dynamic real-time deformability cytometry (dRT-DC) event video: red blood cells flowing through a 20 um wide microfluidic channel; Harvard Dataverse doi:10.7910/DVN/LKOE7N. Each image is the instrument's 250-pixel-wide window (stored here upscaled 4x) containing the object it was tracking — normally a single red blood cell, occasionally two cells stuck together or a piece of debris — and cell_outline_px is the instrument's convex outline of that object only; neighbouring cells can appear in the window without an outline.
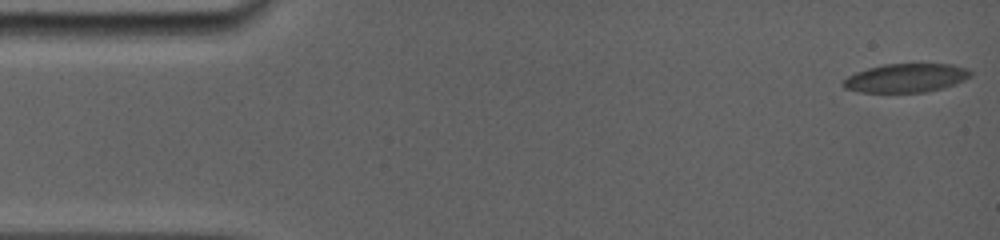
{"species": "common noctule bat (a hibernating species)", "species_latin": "Nyctalus noctula", "temperature_condition": "room temperature", "stored_images_in_passage": 13, "camera_frame_rate_fps": 5000, "um_per_image_px": 0.085, "animal": {"sex": "female", "body_mass_g": 19.0, "forearm_length_mm": 56.7}, "frame": {"image": 1, "passage_image": 1, "time_ms": 0.0, "image_size_px": [1000, 240], "cell_outline_px": [[972, 76], [964, 80], [940, 88], [924, 92], [860, 92], [844, 88], [840, 84], [848, 76], [856, 72], [868, 68], [884, 64], [952, 64], [968, 68], [972, 72]], "centroid_in_image_um": [77.0, 6.62], "position_along_channel_um": 8.0, "area_um2": 21.21}}
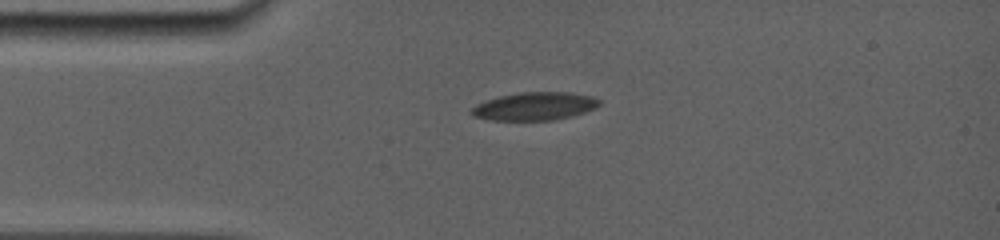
{"frame": {"image": 2, "passage_image": 11, "time_ms": 3.6, "image_size_px": [1000, 240], "cell_outline_px": [[600, 104], [596, 108], [572, 116], [552, 120], [488, 120], [472, 116], [468, 112], [476, 104], [500, 96], [520, 92], [572, 92], [592, 96], [600, 100]], "centroid_in_image_um": [45.44, 9.03], "position_along_channel_um": 39.6, "area_um2": 20.98}}